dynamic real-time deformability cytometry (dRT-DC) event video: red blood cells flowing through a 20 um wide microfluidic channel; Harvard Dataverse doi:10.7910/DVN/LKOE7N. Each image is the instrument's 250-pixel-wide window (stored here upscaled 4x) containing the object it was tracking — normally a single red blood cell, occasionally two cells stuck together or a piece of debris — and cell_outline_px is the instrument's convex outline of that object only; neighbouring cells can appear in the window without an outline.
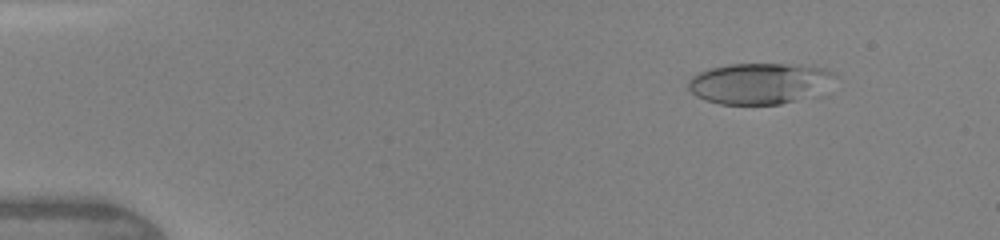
{"species": "human", "species_latin": "Homo sapiens", "temperature_condition": "warm", "stored_images_in_passage": 46, "camera_frame_rate_fps": 3000, "um_per_image_px": 0.085, "donor": {"sex": "female"}, "frame": {"image": 1, "passage_image": 6, "time_ms": 1.667, "image_size_px": [1000, 240], "cell_outline_px": [[836, 76], [824, 96], [780, 104], [720, 104], [704, 100], [696, 96], [688, 88], [688, 80], [692, 76], [700, 72], [712, 68], [728, 64], [784, 64], [820, 68], [832, 72]], "centroid_in_image_um": [64.64, 7.12], "position_along_channel_um": 20.4, "area_um2": 35.6}}
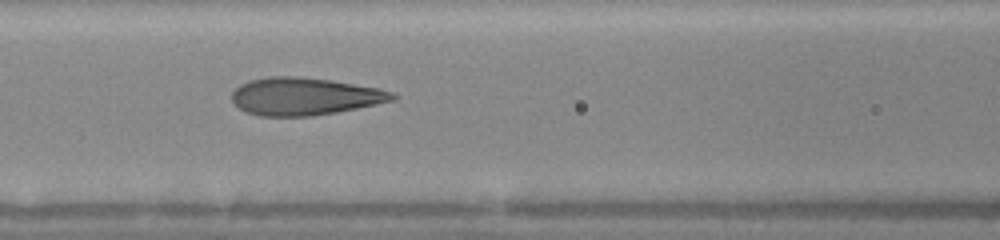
{"frame": {"image": 2, "passage_image": 21, "time_ms": 6.667, "image_size_px": [1000, 240], "cell_outline_px": [[396, 100], [336, 112], [308, 116], [260, 116], [244, 112], [232, 100], [232, 92], [240, 84], [248, 80], [268, 76], [300, 76], [332, 80], [376, 88], [392, 92], [396, 96]], "centroid_in_image_um": [25.85, 8.18], "position_along_channel_um": 140.8, "area_um2": 35.08}}
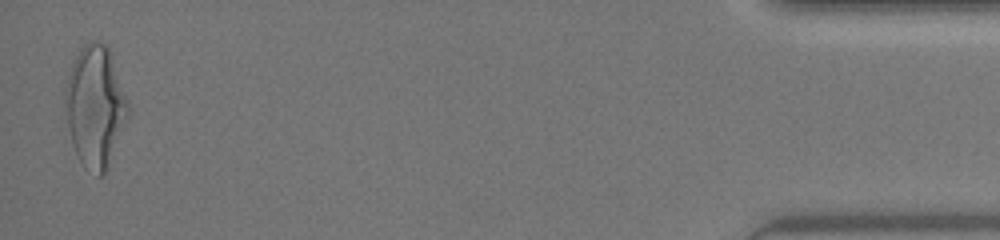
{"frame": {"image": 3, "passage_image": 46, "time_ms": 15.0, "image_size_px": [1000, 240], "cell_outline_px": [[128, 116], [104, 176], [100, 176], [84, 168], [72, 144], [64, 104], [64, 88], [72, 64], [80, 48], [88, 40], [92, 40], [104, 44], [108, 48], [112, 56], [128, 100]], "centroid_in_image_um": [8.08, 9.03], "position_along_channel_um": 427.1, "area_um2": 44.16}, "authors_computed_cell_mechanics": {"area_um2": 35.0268, "velocity_mm_per_s": 4.3895, "shape_relaxation_time_tau1_ms": 3.5324, "shape_relaxation_time_tau2_ms": 0.7577, "deformation_change_tau1": 0.2032, "deformation_change_tau2": 0.1022}}